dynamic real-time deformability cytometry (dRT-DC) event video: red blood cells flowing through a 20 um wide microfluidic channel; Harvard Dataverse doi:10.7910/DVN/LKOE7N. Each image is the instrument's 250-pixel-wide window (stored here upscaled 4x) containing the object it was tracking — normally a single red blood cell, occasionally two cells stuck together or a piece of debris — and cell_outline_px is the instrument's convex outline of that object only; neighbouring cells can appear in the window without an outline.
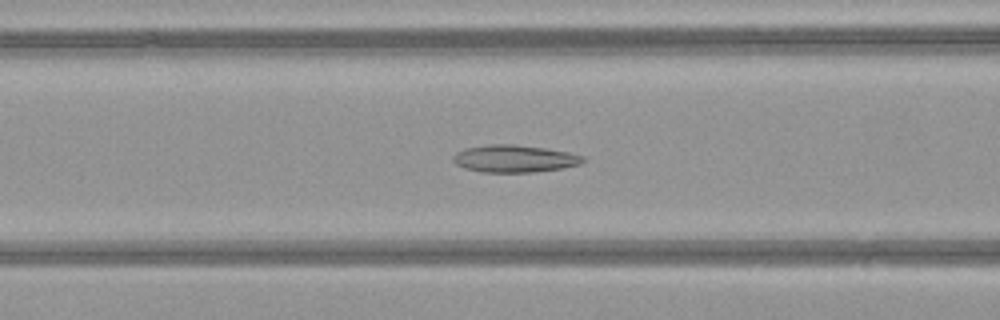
{"species": "common noctule bat (a hibernating species)", "species_latin": "Nyctalus noctula", "temperature_condition": "warm", "stored_images_in_passage": 41, "camera_frame_rate_fps": 3000, "um_per_image_px": 0.085, "animal": {"sex": "female", "body_mass_g": 21.9}, "frame": {"image": 1, "passage_image": 10, "time_ms": 3.0, "image_size_px": [1000, 320], "cell_outline_px": [[588, 160], [580, 164], [560, 168], [532, 172], [480, 172], [464, 168], [456, 164], [452, 160], [452, 156], [456, 152], [464, 148], [488, 144], [516, 144], [544, 148], [568, 152], [584, 156]], "centroid_in_image_um": [43.7, 13.48], "position_along_channel_um": 122.9, "area_um2": 20.81}}
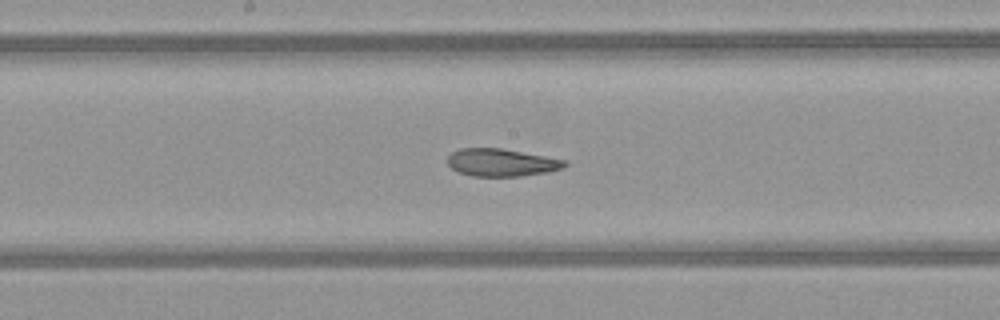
{"frame": {"image": 2, "passage_image": 16, "time_ms": 5.0, "image_size_px": [1000, 320], "cell_outline_px": [[568, 164], [564, 168], [548, 172], [520, 176], [472, 176], [460, 172], [452, 168], [448, 164], [448, 156], [452, 152], [460, 148], [500, 148], [568, 160]], "centroid_in_image_um": [42.66, 13.81], "position_along_channel_um": 205.5, "area_um2": 18.84}}
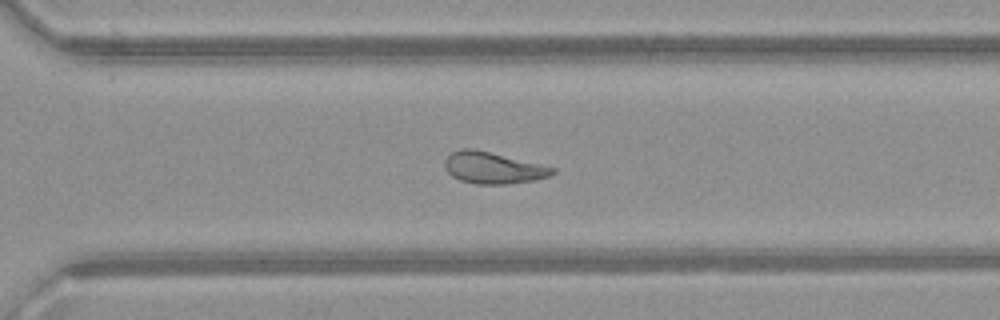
{"frame": {"image": 3, "passage_image": 25, "time_ms": 8.0, "image_size_px": [1000, 320], "cell_outline_px": [[556, 172], [548, 176], [536, 180], [508, 184], [476, 184], [460, 180], [452, 176], [444, 168], [444, 160], [452, 152], [460, 148], [472, 148], [540, 164], [556, 168]], "centroid_in_image_um": [41.89, 14.27], "position_along_channel_um": 328.7, "area_um2": 19.77}, "authors_computed_cell_mechanics": {"area_um2": 20.8658, "velocity_mm_per_s": 4.1258, "shape_relaxation_time_tau1_ms": null, "shape_relaxation_time_tau2_ms": 3.2411, "deformation_change_tau1": null, "deformation_change_tau2": 0.1025}}